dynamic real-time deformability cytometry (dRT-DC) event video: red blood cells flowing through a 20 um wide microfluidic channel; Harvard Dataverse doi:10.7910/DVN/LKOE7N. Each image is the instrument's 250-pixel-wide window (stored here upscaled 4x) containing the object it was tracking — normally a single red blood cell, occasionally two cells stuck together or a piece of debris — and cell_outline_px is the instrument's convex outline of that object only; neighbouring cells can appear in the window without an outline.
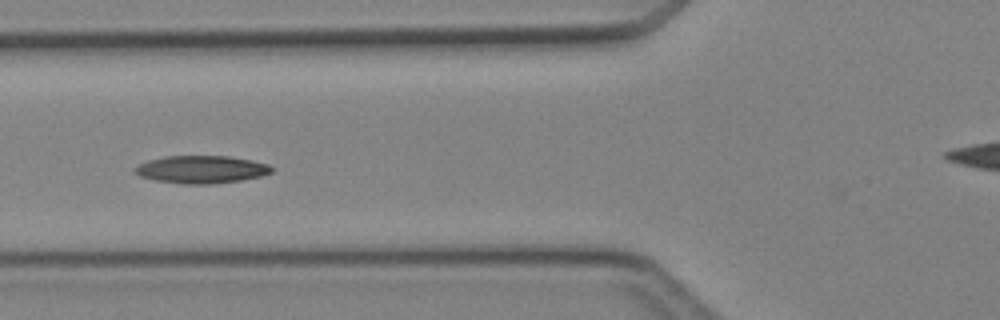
{"species": "Egyptian fruit bat (a non-hibernating species)", "species_latin": "Rousettus aegyptiacus", "temperature_condition": "cold", "stored_images_in_passage": 3, "camera_frame_rate_fps": 3000, "um_per_image_px": 0.085, "animal": {"sex": "female"}, "frame": {"image": 1, "passage_image": 3, "time_ms": 2.333, "image_size_px": [1000, 320], "cell_outline_px": [[272, 172], [260, 176], [240, 180], [212, 184], [184, 184], [156, 180], [140, 176], [132, 172], [132, 168], [148, 160], [164, 156], [228, 156], [252, 160], [268, 164], [272, 168]], "centroid_in_image_um": [17.08, 14.4], "position_along_channel_um": 108.7, "area_um2": 22.02}}